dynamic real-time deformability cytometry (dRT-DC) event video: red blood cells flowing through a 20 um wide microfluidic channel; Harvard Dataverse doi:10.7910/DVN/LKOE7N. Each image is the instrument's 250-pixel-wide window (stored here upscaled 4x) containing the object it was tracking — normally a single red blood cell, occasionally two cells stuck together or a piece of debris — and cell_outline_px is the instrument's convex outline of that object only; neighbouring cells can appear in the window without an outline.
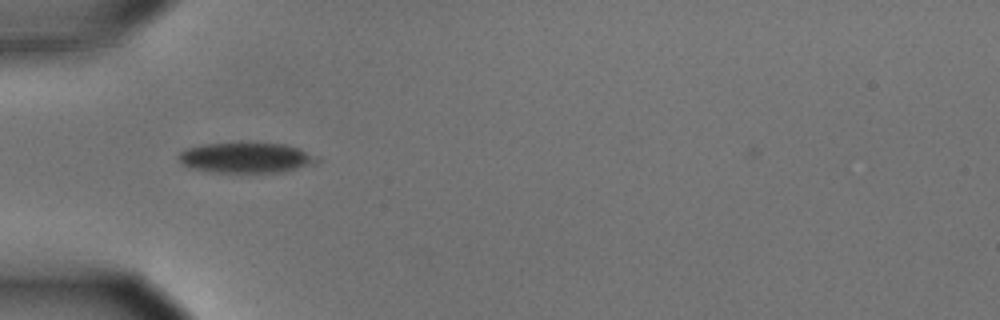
{"species": "common noctule bat (a hibernating species)", "species_latin": "Nyctalus noctula", "temperature_condition": "cold", "stored_images_in_passage": 40, "camera_frame_rate_fps": 3000, "um_per_image_px": 0.085, "animal": {"sex": "male", "body_mass_g": 15.6}, "frame": {"image": 1, "passage_image": 1, "time_ms": 0.0, "image_size_px": [1000, 320], "cell_outline_px": [[324, 160], [316, 164], [284, 172], [216, 172], [192, 168], [184, 164], [180, 160], [180, 152], [188, 148], [204, 144], [240, 140], [284, 144], [320, 156]], "centroid_in_image_um": [21.03, 13.37], "position_along_channel_um": 64.0, "area_um2": 25.26}}
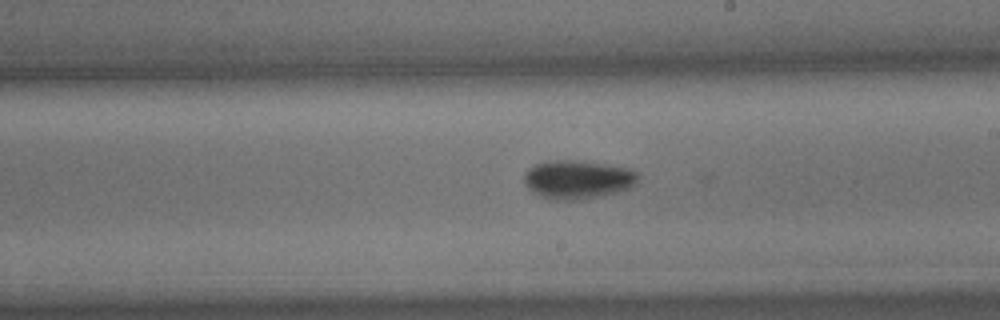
{"frame": {"image": 2, "passage_image": 16, "time_ms": 5.0, "image_size_px": [1000, 320], "cell_outline_px": [[640, 176], [636, 184], [632, 188], [620, 192], [580, 200], [552, 200], [536, 192], [524, 184], [524, 172], [528, 168], [536, 164], [548, 160], [580, 160], [608, 164], [632, 168]], "centroid_in_image_um": [49.17, 15.24], "position_along_channel_um": 239.8, "area_um2": 26.07}}
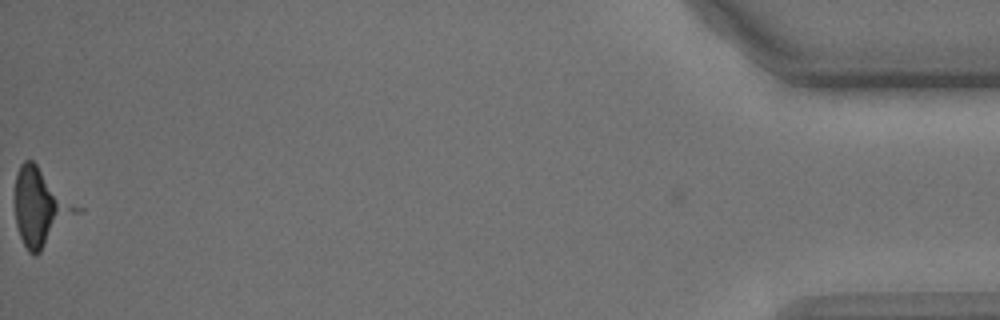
{"frame": {"image": 3, "passage_image": 40, "time_ms": 13.0, "image_size_px": [1000, 320], "cell_outline_px": [[84, 208], [36, 256], [32, 256], [28, 252], [20, 236], [16, 224], [16, 172], [20, 164], [24, 160], [32, 160]], "centroid_in_image_um": [3.5, 17.61], "position_along_channel_um": 431.7, "area_um2": 28.03}}